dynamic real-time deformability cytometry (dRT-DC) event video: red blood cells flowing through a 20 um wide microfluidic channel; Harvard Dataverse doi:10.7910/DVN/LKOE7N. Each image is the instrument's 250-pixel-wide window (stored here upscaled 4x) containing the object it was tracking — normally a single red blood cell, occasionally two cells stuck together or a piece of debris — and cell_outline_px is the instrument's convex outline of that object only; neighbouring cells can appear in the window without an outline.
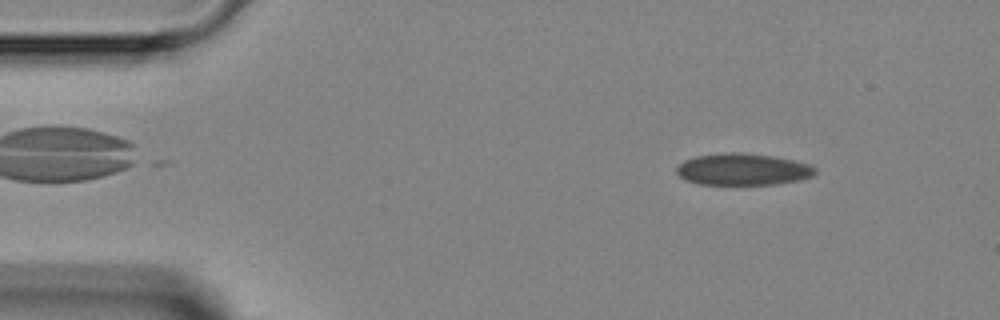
{"species": "Egyptian fruit bat (a non-hibernating species)", "species_latin": "Rousettus aegyptiacus", "temperature_condition": "room temperature", "stored_images_in_passage": 47, "camera_frame_rate_fps": 3000, "um_per_image_px": 0.085, "animal": {"sex": "female"}, "frame": {"image": 1, "passage_image": 5, "time_ms": 1.333, "image_size_px": [1000, 320], "cell_outline_px": [[816, 172], [812, 176], [800, 180], [776, 184], [700, 184], [684, 180], [676, 172], [676, 168], [684, 160], [696, 156], [724, 152], [736, 152], [776, 156], [808, 164], [816, 168]], "centroid_in_image_um": [63.13, 14.39], "position_along_channel_um": 21.9, "area_um2": 25.66}}
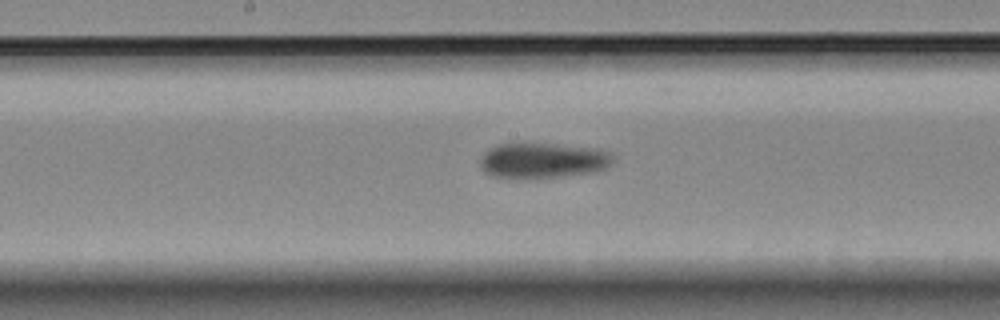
{"frame": {"image": 2, "passage_image": 23, "time_ms": 7.333, "image_size_px": [1000, 320], "cell_outline_px": [[616, 160], [612, 164], [596, 172], [560, 176], [492, 176], [484, 172], [480, 168], [480, 156], [488, 148], [496, 144], [520, 140], [600, 148], [612, 152]], "centroid_in_image_um": [46.16, 13.55], "position_along_channel_um": 202.0, "area_um2": 28.21}}
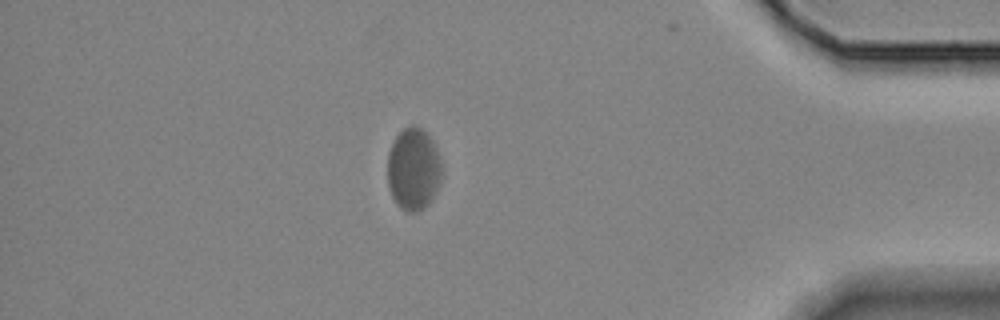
{"frame": {"image": 3, "passage_image": 40, "time_ms": 13.0, "image_size_px": [1000, 320], "cell_outline_px": [[440, 180], [432, 200], [424, 208], [416, 212], [408, 212], [400, 208], [396, 204], [388, 188], [388, 152], [396, 136], [404, 128], [412, 124], [416, 124], [428, 132], [436, 148], [440, 160]], "centroid_in_image_um": [35.13, 14.36], "position_along_channel_um": 400.1, "area_um2": 26.13}}